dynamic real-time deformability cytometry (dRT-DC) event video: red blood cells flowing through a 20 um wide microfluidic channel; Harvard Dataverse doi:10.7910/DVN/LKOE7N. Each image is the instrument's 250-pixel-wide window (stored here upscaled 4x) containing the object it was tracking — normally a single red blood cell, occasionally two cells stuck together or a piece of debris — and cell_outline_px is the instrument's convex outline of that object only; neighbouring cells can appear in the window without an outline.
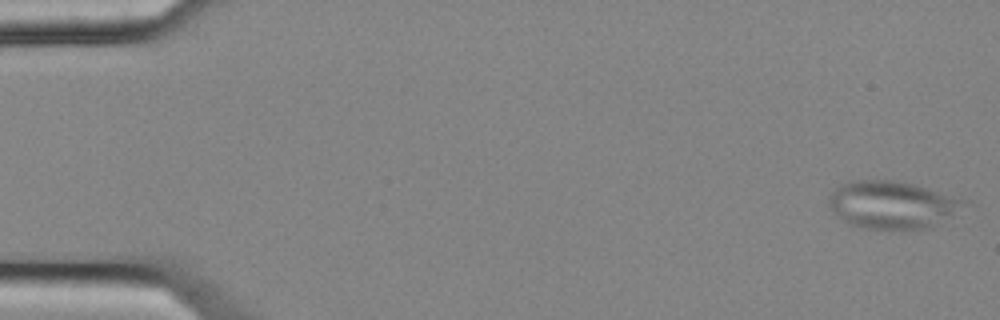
{"species": "common noctule bat (a hibernating species)", "species_latin": "Nyctalus noctula", "temperature_condition": "cold", "stored_images_in_passage": 6, "camera_frame_rate_fps": 3000, "um_per_image_px": 0.085, "animal": {"sex": "female", "body_mass_g": 25.1}, "frame": {"image": 1, "passage_image": 1, "time_ms": 0.0, "image_size_px": [1000, 320], "cell_outline_px": [[972, 200], [928, 228], [864, 228], [848, 224], [836, 216], [828, 208], [828, 196], [840, 184], [848, 180], [900, 180], [916, 184]], "centroid_in_image_um": [75.77, 17.36], "position_along_channel_um": 9.2, "area_um2": 37.57}}